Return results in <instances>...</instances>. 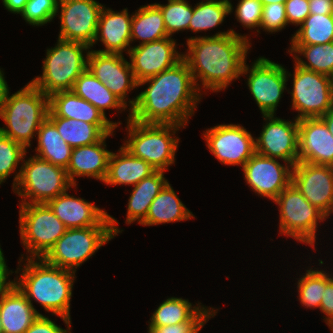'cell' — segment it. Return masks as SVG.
<instances>
[{
    "label": "cell",
    "instance_id": "obj_1",
    "mask_svg": "<svg viewBox=\"0 0 333 333\" xmlns=\"http://www.w3.org/2000/svg\"><path fill=\"white\" fill-rule=\"evenodd\" d=\"M148 88L129 99L130 119L140 123L175 124L185 127L202 99L187 62L138 83Z\"/></svg>",
    "mask_w": 333,
    "mask_h": 333
},
{
    "label": "cell",
    "instance_id": "obj_2",
    "mask_svg": "<svg viewBox=\"0 0 333 333\" xmlns=\"http://www.w3.org/2000/svg\"><path fill=\"white\" fill-rule=\"evenodd\" d=\"M187 47L183 59L189 65L198 90L202 91L197 83L199 78L202 88L219 92L242 76L251 43L246 35L230 29L212 36L188 38Z\"/></svg>",
    "mask_w": 333,
    "mask_h": 333
},
{
    "label": "cell",
    "instance_id": "obj_3",
    "mask_svg": "<svg viewBox=\"0 0 333 333\" xmlns=\"http://www.w3.org/2000/svg\"><path fill=\"white\" fill-rule=\"evenodd\" d=\"M25 261V267L15 271H22L19 274L21 277L14 279L15 285L33 307L32 299L40 303L47 312L71 319L70 301L75 272L53 266L43 258H26Z\"/></svg>",
    "mask_w": 333,
    "mask_h": 333
},
{
    "label": "cell",
    "instance_id": "obj_4",
    "mask_svg": "<svg viewBox=\"0 0 333 333\" xmlns=\"http://www.w3.org/2000/svg\"><path fill=\"white\" fill-rule=\"evenodd\" d=\"M48 110L49 97L28 82L14 94H8L0 113L6 128L0 127V133L27 149L31 147V139L47 118Z\"/></svg>",
    "mask_w": 333,
    "mask_h": 333
},
{
    "label": "cell",
    "instance_id": "obj_5",
    "mask_svg": "<svg viewBox=\"0 0 333 333\" xmlns=\"http://www.w3.org/2000/svg\"><path fill=\"white\" fill-rule=\"evenodd\" d=\"M180 128L184 127L175 124L140 123L130 119L128 115V139L122 146L156 170L166 171L175 162L180 139L174 134Z\"/></svg>",
    "mask_w": 333,
    "mask_h": 333
},
{
    "label": "cell",
    "instance_id": "obj_6",
    "mask_svg": "<svg viewBox=\"0 0 333 333\" xmlns=\"http://www.w3.org/2000/svg\"><path fill=\"white\" fill-rule=\"evenodd\" d=\"M89 49L80 42L58 39L55 47L46 50L42 75L30 82L48 97L72 90L76 79L87 69ZM84 51L87 52L86 57Z\"/></svg>",
    "mask_w": 333,
    "mask_h": 333
},
{
    "label": "cell",
    "instance_id": "obj_7",
    "mask_svg": "<svg viewBox=\"0 0 333 333\" xmlns=\"http://www.w3.org/2000/svg\"><path fill=\"white\" fill-rule=\"evenodd\" d=\"M111 226H90L69 228L57 240L43 259L62 269L76 273V269L87 261L104 244L123 230L117 226L118 221L109 215Z\"/></svg>",
    "mask_w": 333,
    "mask_h": 333
},
{
    "label": "cell",
    "instance_id": "obj_8",
    "mask_svg": "<svg viewBox=\"0 0 333 333\" xmlns=\"http://www.w3.org/2000/svg\"><path fill=\"white\" fill-rule=\"evenodd\" d=\"M22 163L12 185L14 193L22 199L21 204L47 203L75 187L63 167L35 155L26 161L24 159Z\"/></svg>",
    "mask_w": 333,
    "mask_h": 333
},
{
    "label": "cell",
    "instance_id": "obj_9",
    "mask_svg": "<svg viewBox=\"0 0 333 333\" xmlns=\"http://www.w3.org/2000/svg\"><path fill=\"white\" fill-rule=\"evenodd\" d=\"M279 206V234L314 248L318 223L328 218L310 204L291 182L273 201Z\"/></svg>",
    "mask_w": 333,
    "mask_h": 333
},
{
    "label": "cell",
    "instance_id": "obj_10",
    "mask_svg": "<svg viewBox=\"0 0 333 333\" xmlns=\"http://www.w3.org/2000/svg\"><path fill=\"white\" fill-rule=\"evenodd\" d=\"M19 224L27 258H43L68 229L46 203L20 204Z\"/></svg>",
    "mask_w": 333,
    "mask_h": 333
},
{
    "label": "cell",
    "instance_id": "obj_11",
    "mask_svg": "<svg viewBox=\"0 0 333 333\" xmlns=\"http://www.w3.org/2000/svg\"><path fill=\"white\" fill-rule=\"evenodd\" d=\"M292 109L297 119L321 118L333 109L332 77L304 69L294 64Z\"/></svg>",
    "mask_w": 333,
    "mask_h": 333
},
{
    "label": "cell",
    "instance_id": "obj_12",
    "mask_svg": "<svg viewBox=\"0 0 333 333\" xmlns=\"http://www.w3.org/2000/svg\"><path fill=\"white\" fill-rule=\"evenodd\" d=\"M250 73V74H249ZM280 64L265 57H259L249 68L246 61L241 75L247 76V85L262 115L276 114L282 94L291 75Z\"/></svg>",
    "mask_w": 333,
    "mask_h": 333
},
{
    "label": "cell",
    "instance_id": "obj_13",
    "mask_svg": "<svg viewBox=\"0 0 333 333\" xmlns=\"http://www.w3.org/2000/svg\"><path fill=\"white\" fill-rule=\"evenodd\" d=\"M210 153L224 165H241L256 153L255 138L239 124H220L203 132Z\"/></svg>",
    "mask_w": 333,
    "mask_h": 333
},
{
    "label": "cell",
    "instance_id": "obj_14",
    "mask_svg": "<svg viewBox=\"0 0 333 333\" xmlns=\"http://www.w3.org/2000/svg\"><path fill=\"white\" fill-rule=\"evenodd\" d=\"M103 7L96 0H59L61 27L58 39L80 42L91 48Z\"/></svg>",
    "mask_w": 333,
    "mask_h": 333
},
{
    "label": "cell",
    "instance_id": "obj_15",
    "mask_svg": "<svg viewBox=\"0 0 333 333\" xmlns=\"http://www.w3.org/2000/svg\"><path fill=\"white\" fill-rule=\"evenodd\" d=\"M276 115H263L267 122L258 138H255V152L271 158H279L295 166L298 161V122L287 121L275 117Z\"/></svg>",
    "mask_w": 333,
    "mask_h": 333
},
{
    "label": "cell",
    "instance_id": "obj_16",
    "mask_svg": "<svg viewBox=\"0 0 333 333\" xmlns=\"http://www.w3.org/2000/svg\"><path fill=\"white\" fill-rule=\"evenodd\" d=\"M293 166L280 164L277 158L255 153L242 167L244 179L252 191L274 201L292 182Z\"/></svg>",
    "mask_w": 333,
    "mask_h": 333
},
{
    "label": "cell",
    "instance_id": "obj_17",
    "mask_svg": "<svg viewBox=\"0 0 333 333\" xmlns=\"http://www.w3.org/2000/svg\"><path fill=\"white\" fill-rule=\"evenodd\" d=\"M176 45V40L166 37L131 47L128 52L129 64L137 83L154 77L180 62L183 53H178Z\"/></svg>",
    "mask_w": 333,
    "mask_h": 333
},
{
    "label": "cell",
    "instance_id": "obj_18",
    "mask_svg": "<svg viewBox=\"0 0 333 333\" xmlns=\"http://www.w3.org/2000/svg\"><path fill=\"white\" fill-rule=\"evenodd\" d=\"M292 183L327 217L333 213V166L298 162L292 168Z\"/></svg>",
    "mask_w": 333,
    "mask_h": 333
},
{
    "label": "cell",
    "instance_id": "obj_19",
    "mask_svg": "<svg viewBox=\"0 0 333 333\" xmlns=\"http://www.w3.org/2000/svg\"><path fill=\"white\" fill-rule=\"evenodd\" d=\"M87 69L119 100L127 105L128 91L138 87L129 62L120 53H101L90 50Z\"/></svg>",
    "mask_w": 333,
    "mask_h": 333
},
{
    "label": "cell",
    "instance_id": "obj_20",
    "mask_svg": "<svg viewBox=\"0 0 333 333\" xmlns=\"http://www.w3.org/2000/svg\"><path fill=\"white\" fill-rule=\"evenodd\" d=\"M298 161L333 166V136L320 118L299 120Z\"/></svg>",
    "mask_w": 333,
    "mask_h": 333
},
{
    "label": "cell",
    "instance_id": "obj_21",
    "mask_svg": "<svg viewBox=\"0 0 333 333\" xmlns=\"http://www.w3.org/2000/svg\"><path fill=\"white\" fill-rule=\"evenodd\" d=\"M69 228L111 226L109 214L94 203L69 195L67 191L46 203Z\"/></svg>",
    "mask_w": 333,
    "mask_h": 333
},
{
    "label": "cell",
    "instance_id": "obj_22",
    "mask_svg": "<svg viewBox=\"0 0 333 333\" xmlns=\"http://www.w3.org/2000/svg\"><path fill=\"white\" fill-rule=\"evenodd\" d=\"M133 15L128 14L127 8L120 12L113 11L105 6L101 10L97 33L92 47L101 41L105 49L96 50L101 53L129 52L131 43V22ZM129 47V48H127Z\"/></svg>",
    "mask_w": 333,
    "mask_h": 333
},
{
    "label": "cell",
    "instance_id": "obj_23",
    "mask_svg": "<svg viewBox=\"0 0 333 333\" xmlns=\"http://www.w3.org/2000/svg\"><path fill=\"white\" fill-rule=\"evenodd\" d=\"M110 135L113 136V133L106 134L94 144L72 148L66 172L74 186H77L75 177L87 176L104 181L112 153L106 149L105 140Z\"/></svg>",
    "mask_w": 333,
    "mask_h": 333
},
{
    "label": "cell",
    "instance_id": "obj_24",
    "mask_svg": "<svg viewBox=\"0 0 333 333\" xmlns=\"http://www.w3.org/2000/svg\"><path fill=\"white\" fill-rule=\"evenodd\" d=\"M214 308L202 306L199 303L193 305L187 299L171 297L162 302L151 315L148 331H154L161 326L183 323H207L216 315Z\"/></svg>",
    "mask_w": 333,
    "mask_h": 333
},
{
    "label": "cell",
    "instance_id": "obj_25",
    "mask_svg": "<svg viewBox=\"0 0 333 333\" xmlns=\"http://www.w3.org/2000/svg\"><path fill=\"white\" fill-rule=\"evenodd\" d=\"M39 315L15 284L0 296L3 333H25Z\"/></svg>",
    "mask_w": 333,
    "mask_h": 333
},
{
    "label": "cell",
    "instance_id": "obj_26",
    "mask_svg": "<svg viewBox=\"0 0 333 333\" xmlns=\"http://www.w3.org/2000/svg\"><path fill=\"white\" fill-rule=\"evenodd\" d=\"M118 152H112L110 155L107 174L103 183L112 186H134L156 171L148 162L133 156L123 146H120Z\"/></svg>",
    "mask_w": 333,
    "mask_h": 333
},
{
    "label": "cell",
    "instance_id": "obj_27",
    "mask_svg": "<svg viewBox=\"0 0 333 333\" xmlns=\"http://www.w3.org/2000/svg\"><path fill=\"white\" fill-rule=\"evenodd\" d=\"M49 109L57 117L81 120L89 124H114L116 127L122 124L108 120L96 107L71 90L52 94L49 97Z\"/></svg>",
    "mask_w": 333,
    "mask_h": 333
},
{
    "label": "cell",
    "instance_id": "obj_28",
    "mask_svg": "<svg viewBox=\"0 0 333 333\" xmlns=\"http://www.w3.org/2000/svg\"><path fill=\"white\" fill-rule=\"evenodd\" d=\"M47 117L55 124L64 141L72 148L94 144L117 128L114 124H89L81 120L57 117L50 109Z\"/></svg>",
    "mask_w": 333,
    "mask_h": 333
},
{
    "label": "cell",
    "instance_id": "obj_29",
    "mask_svg": "<svg viewBox=\"0 0 333 333\" xmlns=\"http://www.w3.org/2000/svg\"><path fill=\"white\" fill-rule=\"evenodd\" d=\"M191 218H195L194 215L178 198L168 182L152 201L146 219L141 225L154 226L190 220Z\"/></svg>",
    "mask_w": 333,
    "mask_h": 333
},
{
    "label": "cell",
    "instance_id": "obj_30",
    "mask_svg": "<svg viewBox=\"0 0 333 333\" xmlns=\"http://www.w3.org/2000/svg\"><path fill=\"white\" fill-rule=\"evenodd\" d=\"M167 183L164 171L156 170L153 174L132 186L134 188L128 200L125 223L131 224L137 220L141 224L146 219L152 201Z\"/></svg>",
    "mask_w": 333,
    "mask_h": 333
},
{
    "label": "cell",
    "instance_id": "obj_31",
    "mask_svg": "<svg viewBox=\"0 0 333 333\" xmlns=\"http://www.w3.org/2000/svg\"><path fill=\"white\" fill-rule=\"evenodd\" d=\"M37 157L50 163L67 168L72 147L60 136L55 124L47 117L37 132Z\"/></svg>",
    "mask_w": 333,
    "mask_h": 333
},
{
    "label": "cell",
    "instance_id": "obj_32",
    "mask_svg": "<svg viewBox=\"0 0 333 333\" xmlns=\"http://www.w3.org/2000/svg\"><path fill=\"white\" fill-rule=\"evenodd\" d=\"M76 95L91 103L100 112L105 114V109L110 108L125 110L128 108L119 100L102 82H100L88 69L75 81L72 90ZM122 108V109H121Z\"/></svg>",
    "mask_w": 333,
    "mask_h": 333
},
{
    "label": "cell",
    "instance_id": "obj_33",
    "mask_svg": "<svg viewBox=\"0 0 333 333\" xmlns=\"http://www.w3.org/2000/svg\"><path fill=\"white\" fill-rule=\"evenodd\" d=\"M169 37L160 8L154 4L141 6L131 22V42L141 40L139 45Z\"/></svg>",
    "mask_w": 333,
    "mask_h": 333
},
{
    "label": "cell",
    "instance_id": "obj_34",
    "mask_svg": "<svg viewBox=\"0 0 333 333\" xmlns=\"http://www.w3.org/2000/svg\"><path fill=\"white\" fill-rule=\"evenodd\" d=\"M287 52H290L298 66L333 77V42L313 45H291ZM299 55H303L308 62L302 60Z\"/></svg>",
    "mask_w": 333,
    "mask_h": 333
},
{
    "label": "cell",
    "instance_id": "obj_35",
    "mask_svg": "<svg viewBox=\"0 0 333 333\" xmlns=\"http://www.w3.org/2000/svg\"><path fill=\"white\" fill-rule=\"evenodd\" d=\"M333 42V14H309L291 38V45Z\"/></svg>",
    "mask_w": 333,
    "mask_h": 333
},
{
    "label": "cell",
    "instance_id": "obj_36",
    "mask_svg": "<svg viewBox=\"0 0 333 333\" xmlns=\"http://www.w3.org/2000/svg\"><path fill=\"white\" fill-rule=\"evenodd\" d=\"M231 1L224 0H202L193 7V16L188 30L201 32L217 27L224 22L227 15L233 12Z\"/></svg>",
    "mask_w": 333,
    "mask_h": 333
},
{
    "label": "cell",
    "instance_id": "obj_37",
    "mask_svg": "<svg viewBox=\"0 0 333 333\" xmlns=\"http://www.w3.org/2000/svg\"><path fill=\"white\" fill-rule=\"evenodd\" d=\"M297 289L299 301L305 308H319L325 290V272L323 270H306L305 275L298 278Z\"/></svg>",
    "mask_w": 333,
    "mask_h": 333
},
{
    "label": "cell",
    "instance_id": "obj_38",
    "mask_svg": "<svg viewBox=\"0 0 333 333\" xmlns=\"http://www.w3.org/2000/svg\"><path fill=\"white\" fill-rule=\"evenodd\" d=\"M161 10L169 37L175 32L188 30L193 7L186 0H168L166 5L155 3Z\"/></svg>",
    "mask_w": 333,
    "mask_h": 333
},
{
    "label": "cell",
    "instance_id": "obj_39",
    "mask_svg": "<svg viewBox=\"0 0 333 333\" xmlns=\"http://www.w3.org/2000/svg\"><path fill=\"white\" fill-rule=\"evenodd\" d=\"M26 148L0 133V184L15 173L20 161L26 157Z\"/></svg>",
    "mask_w": 333,
    "mask_h": 333
},
{
    "label": "cell",
    "instance_id": "obj_40",
    "mask_svg": "<svg viewBox=\"0 0 333 333\" xmlns=\"http://www.w3.org/2000/svg\"><path fill=\"white\" fill-rule=\"evenodd\" d=\"M59 0H28L21 16L32 26L50 23L58 14Z\"/></svg>",
    "mask_w": 333,
    "mask_h": 333
},
{
    "label": "cell",
    "instance_id": "obj_41",
    "mask_svg": "<svg viewBox=\"0 0 333 333\" xmlns=\"http://www.w3.org/2000/svg\"><path fill=\"white\" fill-rule=\"evenodd\" d=\"M262 10L263 5L259 0H239L235 10V17L244 28H259Z\"/></svg>",
    "mask_w": 333,
    "mask_h": 333
},
{
    "label": "cell",
    "instance_id": "obj_42",
    "mask_svg": "<svg viewBox=\"0 0 333 333\" xmlns=\"http://www.w3.org/2000/svg\"><path fill=\"white\" fill-rule=\"evenodd\" d=\"M286 25H288V21L284 4L263 5L260 29L262 28L269 33H275L285 28Z\"/></svg>",
    "mask_w": 333,
    "mask_h": 333
},
{
    "label": "cell",
    "instance_id": "obj_43",
    "mask_svg": "<svg viewBox=\"0 0 333 333\" xmlns=\"http://www.w3.org/2000/svg\"><path fill=\"white\" fill-rule=\"evenodd\" d=\"M67 326V330L58 326L50 318L39 315L32 325L26 330L25 333H71V319L61 317Z\"/></svg>",
    "mask_w": 333,
    "mask_h": 333
},
{
    "label": "cell",
    "instance_id": "obj_44",
    "mask_svg": "<svg viewBox=\"0 0 333 333\" xmlns=\"http://www.w3.org/2000/svg\"><path fill=\"white\" fill-rule=\"evenodd\" d=\"M284 5L288 24L299 26L310 14L309 0H287Z\"/></svg>",
    "mask_w": 333,
    "mask_h": 333
},
{
    "label": "cell",
    "instance_id": "obj_45",
    "mask_svg": "<svg viewBox=\"0 0 333 333\" xmlns=\"http://www.w3.org/2000/svg\"><path fill=\"white\" fill-rule=\"evenodd\" d=\"M320 311L326 315L325 323L330 328L333 325V276L325 271V290L322 295Z\"/></svg>",
    "mask_w": 333,
    "mask_h": 333
},
{
    "label": "cell",
    "instance_id": "obj_46",
    "mask_svg": "<svg viewBox=\"0 0 333 333\" xmlns=\"http://www.w3.org/2000/svg\"><path fill=\"white\" fill-rule=\"evenodd\" d=\"M205 323H183L161 326L148 333H199Z\"/></svg>",
    "mask_w": 333,
    "mask_h": 333
},
{
    "label": "cell",
    "instance_id": "obj_47",
    "mask_svg": "<svg viewBox=\"0 0 333 333\" xmlns=\"http://www.w3.org/2000/svg\"><path fill=\"white\" fill-rule=\"evenodd\" d=\"M6 266L5 258L3 251L0 247V296L8 291L14 284L15 281L7 280L8 276L14 273L12 270H9Z\"/></svg>",
    "mask_w": 333,
    "mask_h": 333
},
{
    "label": "cell",
    "instance_id": "obj_48",
    "mask_svg": "<svg viewBox=\"0 0 333 333\" xmlns=\"http://www.w3.org/2000/svg\"><path fill=\"white\" fill-rule=\"evenodd\" d=\"M310 14H333V0H309Z\"/></svg>",
    "mask_w": 333,
    "mask_h": 333
},
{
    "label": "cell",
    "instance_id": "obj_49",
    "mask_svg": "<svg viewBox=\"0 0 333 333\" xmlns=\"http://www.w3.org/2000/svg\"><path fill=\"white\" fill-rule=\"evenodd\" d=\"M28 0H2L6 10L10 13L21 14Z\"/></svg>",
    "mask_w": 333,
    "mask_h": 333
},
{
    "label": "cell",
    "instance_id": "obj_50",
    "mask_svg": "<svg viewBox=\"0 0 333 333\" xmlns=\"http://www.w3.org/2000/svg\"><path fill=\"white\" fill-rule=\"evenodd\" d=\"M9 93H10L9 88H8V84L4 77V73L0 69V113H1L2 107L4 106V104L7 100Z\"/></svg>",
    "mask_w": 333,
    "mask_h": 333
},
{
    "label": "cell",
    "instance_id": "obj_51",
    "mask_svg": "<svg viewBox=\"0 0 333 333\" xmlns=\"http://www.w3.org/2000/svg\"><path fill=\"white\" fill-rule=\"evenodd\" d=\"M320 119L326 124L329 132L333 136V109L327 111Z\"/></svg>",
    "mask_w": 333,
    "mask_h": 333
},
{
    "label": "cell",
    "instance_id": "obj_52",
    "mask_svg": "<svg viewBox=\"0 0 333 333\" xmlns=\"http://www.w3.org/2000/svg\"><path fill=\"white\" fill-rule=\"evenodd\" d=\"M262 5H268V4H273V3H281L285 4L287 0H259Z\"/></svg>",
    "mask_w": 333,
    "mask_h": 333
},
{
    "label": "cell",
    "instance_id": "obj_53",
    "mask_svg": "<svg viewBox=\"0 0 333 333\" xmlns=\"http://www.w3.org/2000/svg\"><path fill=\"white\" fill-rule=\"evenodd\" d=\"M0 333H3V326H2V323H1V317H0Z\"/></svg>",
    "mask_w": 333,
    "mask_h": 333
},
{
    "label": "cell",
    "instance_id": "obj_54",
    "mask_svg": "<svg viewBox=\"0 0 333 333\" xmlns=\"http://www.w3.org/2000/svg\"><path fill=\"white\" fill-rule=\"evenodd\" d=\"M330 330L332 331V333H333V325L330 327Z\"/></svg>",
    "mask_w": 333,
    "mask_h": 333
}]
</instances>
